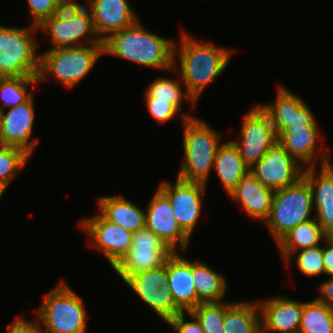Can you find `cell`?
<instances>
[{"mask_svg":"<svg viewBox=\"0 0 333 333\" xmlns=\"http://www.w3.org/2000/svg\"><path fill=\"white\" fill-rule=\"evenodd\" d=\"M69 0H27L32 24L38 26L44 19L57 14Z\"/></svg>","mask_w":333,"mask_h":333,"instance_id":"e575fe53","label":"cell"},{"mask_svg":"<svg viewBox=\"0 0 333 333\" xmlns=\"http://www.w3.org/2000/svg\"><path fill=\"white\" fill-rule=\"evenodd\" d=\"M277 136L278 143L305 168L332 163L328 149L321 146L319 126L283 129Z\"/></svg>","mask_w":333,"mask_h":333,"instance_id":"ac0fdd59","label":"cell"},{"mask_svg":"<svg viewBox=\"0 0 333 333\" xmlns=\"http://www.w3.org/2000/svg\"><path fill=\"white\" fill-rule=\"evenodd\" d=\"M313 210L312 189L302 177L295 185L274 191L269 217L263 223L277 243L291 229L312 219Z\"/></svg>","mask_w":333,"mask_h":333,"instance_id":"ba28073f","label":"cell"},{"mask_svg":"<svg viewBox=\"0 0 333 333\" xmlns=\"http://www.w3.org/2000/svg\"><path fill=\"white\" fill-rule=\"evenodd\" d=\"M182 79L169 77H159L147 86L144 97H156V100L169 101L179 112L182 109L183 99L189 101L190 108L193 110L197 103L183 90Z\"/></svg>","mask_w":333,"mask_h":333,"instance_id":"f546056e","label":"cell"},{"mask_svg":"<svg viewBox=\"0 0 333 333\" xmlns=\"http://www.w3.org/2000/svg\"><path fill=\"white\" fill-rule=\"evenodd\" d=\"M86 5L92 13L95 32L102 42L139 19L128 0H86Z\"/></svg>","mask_w":333,"mask_h":333,"instance_id":"ffe728a7","label":"cell"},{"mask_svg":"<svg viewBox=\"0 0 333 333\" xmlns=\"http://www.w3.org/2000/svg\"><path fill=\"white\" fill-rule=\"evenodd\" d=\"M319 297L316 299L333 309V276L318 285Z\"/></svg>","mask_w":333,"mask_h":333,"instance_id":"f35d334b","label":"cell"},{"mask_svg":"<svg viewBox=\"0 0 333 333\" xmlns=\"http://www.w3.org/2000/svg\"><path fill=\"white\" fill-rule=\"evenodd\" d=\"M275 102L259 103L269 115L277 135L283 129L318 126L316 117L303 98L279 85Z\"/></svg>","mask_w":333,"mask_h":333,"instance_id":"2e32d148","label":"cell"},{"mask_svg":"<svg viewBox=\"0 0 333 333\" xmlns=\"http://www.w3.org/2000/svg\"><path fill=\"white\" fill-rule=\"evenodd\" d=\"M97 203L99 213L106 220L133 233L145 227V211L125 197L100 196Z\"/></svg>","mask_w":333,"mask_h":333,"instance_id":"cb8c5ba5","label":"cell"},{"mask_svg":"<svg viewBox=\"0 0 333 333\" xmlns=\"http://www.w3.org/2000/svg\"><path fill=\"white\" fill-rule=\"evenodd\" d=\"M1 117H2V109L0 108V126H1Z\"/></svg>","mask_w":333,"mask_h":333,"instance_id":"60d3db41","label":"cell"},{"mask_svg":"<svg viewBox=\"0 0 333 333\" xmlns=\"http://www.w3.org/2000/svg\"><path fill=\"white\" fill-rule=\"evenodd\" d=\"M257 303L261 314V333L299 332L305 302L278 294Z\"/></svg>","mask_w":333,"mask_h":333,"instance_id":"d6986e66","label":"cell"},{"mask_svg":"<svg viewBox=\"0 0 333 333\" xmlns=\"http://www.w3.org/2000/svg\"><path fill=\"white\" fill-rule=\"evenodd\" d=\"M34 95L25 103L2 110L0 145L23 149L30 156L39 145L37 138H31L35 119Z\"/></svg>","mask_w":333,"mask_h":333,"instance_id":"e0dca14e","label":"cell"},{"mask_svg":"<svg viewBox=\"0 0 333 333\" xmlns=\"http://www.w3.org/2000/svg\"><path fill=\"white\" fill-rule=\"evenodd\" d=\"M79 226L87 235L86 244L100 251L112 269L131 248L133 232L106 220L99 212L94 216L82 218Z\"/></svg>","mask_w":333,"mask_h":333,"instance_id":"8fae6325","label":"cell"},{"mask_svg":"<svg viewBox=\"0 0 333 333\" xmlns=\"http://www.w3.org/2000/svg\"><path fill=\"white\" fill-rule=\"evenodd\" d=\"M183 127V158L177 177L185 181L207 185L217 150L223 142L222 134L190 112L179 115Z\"/></svg>","mask_w":333,"mask_h":333,"instance_id":"3957f363","label":"cell"},{"mask_svg":"<svg viewBox=\"0 0 333 333\" xmlns=\"http://www.w3.org/2000/svg\"><path fill=\"white\" fill-rule=\"evenodd\" d=\"M295 267L308 277H319L324 275V263H323V245L315 246L312 248L302 249L294 252Z\"/></svg>","mask_w":333,"mask_h":333,"instance_id":"836d02e7","label":"cell"},{"mask_svg":"<svg viewBox=\"0 0 333 333\" xmlns=\"http://www.w3.org/2000/svg\"><path fill=\"white\" fill-rule=\"evenodd\" d=\"M299 332L333 333V309L316 298L305 301Z\"/></svg>","mask_w":333,"mask_h":333,"instance_id":"f1b7e54d","label":"cell"},{"mask_svg":"<svg viewBox=\"0 0 333 333\" xmlns=\"http://www.w3.org/2000/svg\"><path fill=\"white\" fill-rule=\"evenodd\" d=\"M144 27L138 19L132 26L111 34L103 41V54L152 69L171 70L175 42Z\"/></svg>","mask_w":333,"mask_h":333,"instance_id":"7a4b0ae2","label":"cell"},{"mask_svg":"<svg viewBox=\"0 0 333 333\" xmlns=\"http://www.w3.org/2000/svg\"><path fill=\"white\" fill-rule=\"evenodd\" d=\"M193 282L200 303L224 301L228 283L222 273L210 268L206 261H193Z\"/></svg>","mask_w":333,"mask_h":333,"instance_id":"4316f807","label":"cell"},{"mask_svg":"<svg viewBox=\"0 0 333 333\" xmlns=\"http://www.w3.org/2000/svg\"><path fill=\"white\" fill-rule=\"evenodd\" d=\"M152 196L145 210V226L174 252H186L191 238L177 223L168 198L158 188Z\"/></svg>","mask_w":333,"mask_h":333,"instance_id":"9a60e30c","label":"cell"},{"mask_svg":"<svg viewBox=\"0 0 333 333\" xmlns=\"http://www.w3.org/2000/svg\"><path fill=\"white\" fill-rule=\"evenodd\" d=\"M224 333H261V314L257 301H235L226 310Z\"/></svg>","mask_w":333,"mask_h":333,"instance_id":"83f0119b","label":"cell"},{"mask_svg":"<svg viewBox=\"0 0 333 333\" xmlns=\"http://www.w3.org/2000/svg\"><path fill=\"white\" fill-rule=\"evenodd\" d=\"M304 168L277 142L250 168V172L263 186L275 191L295 185L303 177Z\"/></svg>","mask_w":333,"mask_h":333,"instance_id":"5bb4252c","label":"cell"},{"mask_svg":"<svg viewBox=\"0 0 333 333\" xmlns=\"http://www.w3.org/2000/svg\"><path fill=\"white\" fill-rule=\"evenodd\" d=\"M273 194V189L263 186L249 171L228 197L239 203L250 218L265 221L270 214Z\"/></svg>","mask_w":333,"mask_h":333,"instance_id":"603a6c76","label":"cell"},{"mask_svg":"<svg viewBox=\"0 0 333 333\" xmlns=\"http://www.w3.org/2000/svg\"><path fill=\"white\" fill-rule=\"evenodd\" d=\"M327 237L328 235L322 230L314 217L291 229L276 243V246H278L281 258L288 269L293 261L294 252L318 246Z\"/></svg>","mask_w":333,"mask_h":333,"instance_id":"d4e9b609","label":"cell"},{"mask_svg":"<svg viewBox=\"0 0 333 333\" xmlns=\"http://www.w3.org/2000/svg\"><path fill=\"white\" fill-rule=\"evenodd\" d=\"M6 333H45V330L38 317L37 320H28L17 316L11 324L7 325Z\"/></svg>","mask_w":333,"mask_h":333,"instance_id":"74e56055","label":"cell"},{"mask_svg":"<svg viewBox=\"0 0 333 333\" xmlns=\"http://www.w3.org/2000/svg\"><path fill=\"white\" fill-rule=\"evenodd\" d=\"M3 194L4 193L0 191V201H1V198H2Z\"/></svg>","mask_w":333,"mask_h":333,"instance_id":"b9f144b4","label":"cell"},{"mask_svg":"<svg viewBox=\"0 0 333 333\" xmlns=\"http://www.w3.org/2000/svg\"><path fill=\"white\" fill-rule=\"evenodd\" d=\"M38 31L33 24L26 28L0 24V78L38 77L40 53L34 41Z\"/></svg>","mask_w":333,"mask_h":333,"instance_id":"8992f818","label":"cell"},{"mask_svg":"<svg viewBox=\"0 0 333 333\" xmlns=\"http://www.w3.org/2000/svg\"><path fill=\"white\" fill-rule=\"evenodd\" d=\"M79 296L64 280L45 294L34 310L45 333H86L87 310Z\"/></svg>","mask_w":333,"mask_h":333,"instance_id":"5b68a950","label":"cell"},{"mask_svg":"<svg viewBox=\"0 0 333 333\" xmlns=\"http://www.w3.org/2000/svg\"><path fill=\"white\" fill-rule=\"evenodd\" d=\"M173 252L145 226L133 233L131 248L113 270L124 281L132 274L164 265Z\"/></svg>","mask_w":333,"mask_h":333,"instance_id":"7c38bea8","label":"cell"},{"mask_svg":"<svg viewBox=\"0 0 333 333\" xmlns=\"http://www.w3.org/2000/svg\"><path fill=\"white\" fill-rule=\"evenodd\" d=\"M38 77L0 78V108H10L27 102L34 94L30 86L36 85Z\"/></svg>","mask_w":333,"mask_h":333,"instance_id":"4dcf8cb0","label":"cell"},{"mask_svg":"<svg viewBox=\"0 0 333 333\" xmlns=\"http://www.w3.org/2000/svg\"><path fill=\"white\" fill-rule=\"evenodd\" d=\"M186 314L191 318L190 321L186 319ZM165 323L178 333H205L197 318L190 312H181Z\"/></svg>","mask_w":333,"mask_h":333,"instance_id":"8d00e7d4","label":"cell"},{"mask_svg":"<svg viewBox=\"0 0 333 333\" xmlns=\"http://www.w3.org/2000/svg\"><path fill=\"white\" fill-rule=\"evenodd\" d=\"M213 167L227 195H230L240 180L250 171L232 141H223L220 144Z\"/></svg>","mask_w":333,"mask_h":333,"instance_id":"484cf974","label":"cell"},{"mask_svg":"<svg viewBox=\"0 0 333 333\" xmlns=\"http://www.w3.org/2000/svg\"><path fill=\"white\" fill-rule=\"evenodd\" d=\"M157 188L168 198L177 223L191 238L201 217L202 199L206 195L207 185L176 177L175 183L165 180Z\"/></svg>","mask_w":333,"mask_h":333,"instance_id":"4fadbf2b","label":"cell"},{"mask_svg":"<svg viewBox=\"0 0 333 333\" xmlns=\"http://www.w3.org/2000/svg\"><path fill=\"white\" fill-rule=\"evenodd\" d=\"M232 303L229 300L200 303L190 313L197 318L205 333H224L225 312Z\"/></svg>","mask_w":333,"mask_h":333,"instance_id":"d6a6232c","label":"cell"},{"mask_svg":"<svg viewBox=\"0 0 333 333\" xmlns=\"http://www.w3.org/2000/svg\"><path fill=\"white\" fill-rule=\"evenodd\" d=\"M148 113L161 125L171 120L181 113L169 101L156 100V97H144Z\"/></svg>","mask_w":333,"mask_h":333,"instance_id":"d590c367","label":"cell"},{"mask_svg":"<svg viewBox=\"0 0 333 333\" xmlns=\"http://www.w3.org/2000/svg\"><path fill=\"white\" fill-rule=\"evenodd\" d=\"M324 243L323 263L325 275L333 276V236H328Z\"/></svg>","mask_w":333,"mask_h":333,"instance_id":"ab89813d","label":"cell"},{"mask_svg":"<svg viewBox=\"0 0 333 333\" xmlns=\"http://www.w3.org/2000/svg\"><path fill=\"white\" fill-rule=\"evenodd\" d=\"M123 282L156 313L168 322L182 311L175 305L168 287L167 261L164 265L128 276Z\"/></svg>","mask_w":333,"mask_h":333,"instance_id":"9c48e42d","label":"cell"},{"mask_svg":"<svg viewBox=\"0 0 333 333\" xmlns=\"http://www.w3.org/2000/svg\"><path fill=\"white\" fill-rule=\"evenodd\" d=\"M37 27L50 36L51 48L103 44L95 32L90 9L76 0H69L57 14Z\"/></svg>","mask_w":333,"mask_h":333,"instance_id":"52a82bcc","label":"cell"},{"mask_svg":"<svg viewBox=\"0 0 333 333\" xmlns=\"http://www.w3.org/2000/svg\"><path fill=\"white\" fill-rule=\"evenodd\" d=\"M240 138L231 140L243 162L251 168L278 142L269 115L256 103L243 116Z\"/></svg>","mask_w":333,"mask_h":333,"instance_id":"30bf717a","label":"cell"},{"mask_svg":"<svg viewBox=\"0 0 333 333\" xmlns=\"http://www.w3.org/2000/svg\"><path fill=\"white\" fill-rule=\"evenodd\" d=\"M319 167L304 168L303 178L312 189L313 206L316 211L313 215L322 230L328 236H333V164Z\"/></svg>","mask_w":333,"mask_h":333,"instance_id":"44dd1931","label":"cell"},{"mask_svg":"<svg viewBox=\"0 0 333 333\" xmlns=\"http://www.w3.org/2000/svg\"><path fill=\"white\" fill-rule=\"evenodd\" d=\"M31 156L23 149L14 146L0 145V191L5 192L16 178L18 172L23 171Z\"/></svg>","mask_w":333,"mask_h":333,"instance_id":"1f68e13d","label":"cell"},{"mask_svg":"<svg viewBox=\"0 0 333 333\" xmlns=\"http://www.w3.org/2000/svg\"><path fill=\"white\" fill-rule=\"evenodd\" d=\"M103 55V44L67 48H50L40 52L38 82L54 76L66 89L74 88L84 79Z\"/></svg>","mask_w":333,"mask_h":333,"instance_id":"277c9868","label":"cell"},{"mask_svg":"<svg viewBox=\"0 0 333 333\" xmlns=\"http://www.w3.org/2000/svg\"><path fill=\"white\" fill-rule=\"evenodd\" d=\"M182 31L179 47L176 42L174 45L173 68L168 72L180 75L183 87L198 103L205 88L225 71L234 51L217 46L213 41L196 40Z\"/></svg>","mask_w":333,"mask_h":333,"instance_id":"6da1fadb","label":"cell"},{"mask_svg":"<svg viewBox=\"0 0 333 333\" xmlns=\"http://www.w3.org/2000/svg\"><path fill=\"white\" fill-rule=\"evenodd\" d=\"M168 289L175 305L182 312H190L198 305L197 292L193 282V261L184 258L177 251L167 259Z\"/></svg>","mask_w":333,"mask_h":333,"instance_id":"7402d4cb","label":"cell"}]
</instances>
